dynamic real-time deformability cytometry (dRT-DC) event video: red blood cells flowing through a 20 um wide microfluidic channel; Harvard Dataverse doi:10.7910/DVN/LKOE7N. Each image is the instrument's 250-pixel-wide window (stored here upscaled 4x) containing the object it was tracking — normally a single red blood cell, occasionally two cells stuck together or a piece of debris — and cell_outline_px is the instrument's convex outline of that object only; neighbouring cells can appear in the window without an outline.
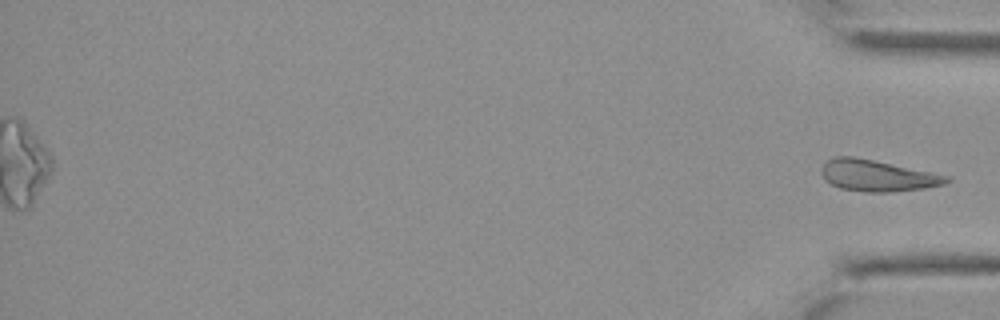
{"species": "Egyptian fruit bat (a non-hibernating species)", "species_latin": "Rousettus aegyptiacus", "temperature_condition": "cold", "stored_images_in_passage": 32, "segment_of_instrument_passage": [2, 2], "camera_frame_rate_fps": 3000, "um_per_image_px": 0.085, "animal": {"sex": "female"}, "frame": {"image": 1, "passage_image": 32, "time_ms": 10.333, "image_size_px": [1000, 320], "cell_outline_px": [[952, 180], [944, 184], [924, 188], [888, 192], [868, 192], [840, 188], [824, 180], [820, 172], [820, 168], [832, 156], [852, 156], [952, 176]], "centroid_in_image_um": [74.56, 14.92], "position_along_channel_um": 360.6, "area_um2": 22.83}}